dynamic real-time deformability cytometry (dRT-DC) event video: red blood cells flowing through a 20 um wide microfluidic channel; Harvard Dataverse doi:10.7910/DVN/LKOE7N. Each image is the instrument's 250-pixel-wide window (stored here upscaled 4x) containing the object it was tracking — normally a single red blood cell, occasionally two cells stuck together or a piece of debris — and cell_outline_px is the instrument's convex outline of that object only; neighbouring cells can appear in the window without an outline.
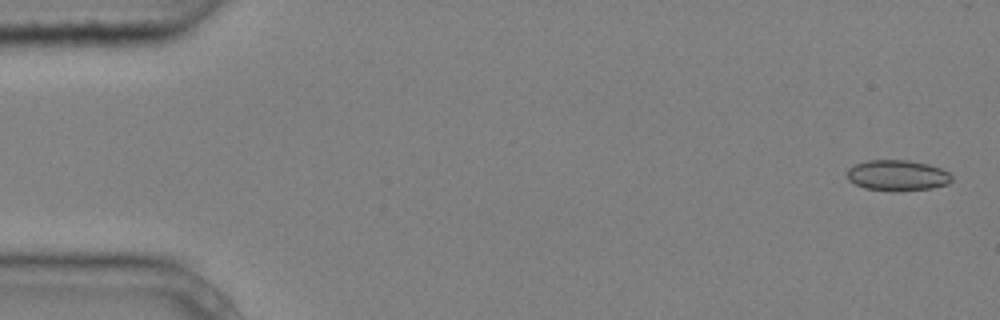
{"species": "common noctule bat (a hibernating species)", "species_latin": "Nyctalus noctula", "temperature_condition": "cold", "stored_images_in_passage": 5, "camera_frame_rate_fps": 3000, "um_per_image_px": 0.085, "animal": {"sex": "male", "body_mass_g": 20.4}, "frame": {"image": 1, "passage_image": 1, "time_ms": 0.0, "image_size_px": [1000, 320], "cell_outline_px": [[952, 180], [948, 184], [932, 188], [896, 192], [892, 192], [864, 188], [848, 180], [848, 168], [856, 164], [868, 160], [908, 160], [928, 164], [940, 168], [948, 172], [952, 176]], "centroid_in_image_um": [76.29, 14.92], "position_along_channel_um": 8.7, "area_um2": 18.9}}